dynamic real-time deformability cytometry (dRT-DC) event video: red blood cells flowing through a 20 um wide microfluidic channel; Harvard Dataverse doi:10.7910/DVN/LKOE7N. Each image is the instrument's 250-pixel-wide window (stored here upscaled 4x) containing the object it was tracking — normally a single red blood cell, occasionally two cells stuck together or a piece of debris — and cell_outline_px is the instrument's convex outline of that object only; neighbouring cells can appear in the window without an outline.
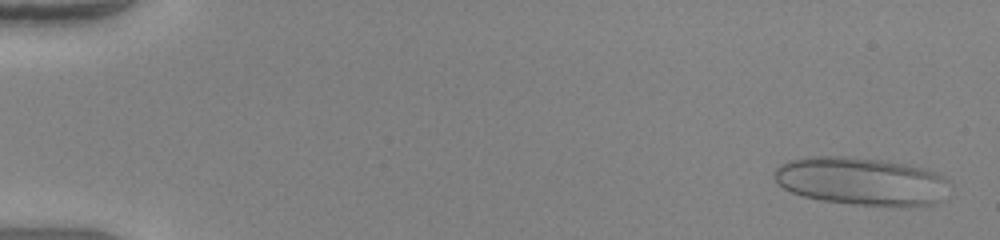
{"species": "human", "species_latin": "Homo sapiens", "temperature_condition": "warm", "stored_images_in_passage": 50, "camera_frame_rate_fps": 3000, "um_per_image_px": 0.085, "donor": {"sex": "female"}, "frame": {"image": 1, "passage_image": 2, "time_ms": 0.333, "image_size_px": [1000, 240], "cell_outline_px": [[948, 180], [940, 200], [932, 204], [900, 208], [896, 208], [856, 204], [824, 200], [804, 196], [792, 192], [784, 188], [776, 180], [776, 168], [780, 164], [788, 160], [812, 156], [844, 156], [880, 160], [904, 164], [924, 168], [944, 176]], "centroid_in_image_um": [73.22, 15.41], "position_along_channel_um": 11.8, "area_um2": 48.78}}
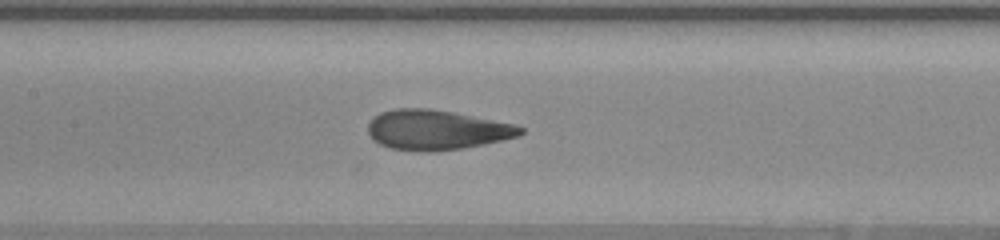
{"frame": {"image": 2, "passage_image": 25, "time_ms": 8.0, "image_size_px": [1000, 240], "cell_outline_px": [[524, 132], [520, 136], [484, 144], [464, 148], [432, 152], [428, 152], [388, 148], [380, 144], [368, 132], [368, 124], [380, 112], [396, 108], [432, 108], [512, 124], [524, 128]], "centroid_in_image_um": [37.11, 11.05], "position_along_channel_um": 170.3, "area_um2": 35.2}}
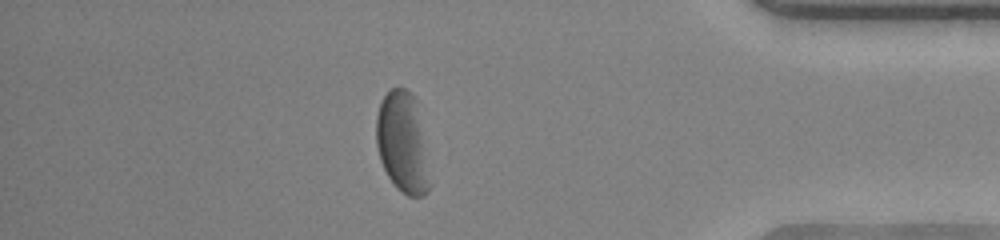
{"frame": {"image": 3, "passage_image": 44, "time_ms": 14.333, "image_size_px": [1000, 240], "cell_outline_px": [[432, 184], [428, 192], [424, 196], [408, 196], [396, 188], [388, 176], [380, 160], [376, 144], [376, 116], [380, 104], [384, 96], [392, 88], [404, 88], [412, 92], [416, 100]], "centroid_in_image_um": [34.23, 12.16], "position_along_channel_um": 401.0, "area_um2": 31.56}, "authors_computed_cell_mechanics": {"area_um2": 36.4429, "velocity_mm_per_s": 4.0939, "shape_relaxation_time_tau1_ms": 3.5899, "shape_relaxation_time_tau2_ms": null, "deformation_change_tau1": 0.1695, "deformation_change_tau2": null}}